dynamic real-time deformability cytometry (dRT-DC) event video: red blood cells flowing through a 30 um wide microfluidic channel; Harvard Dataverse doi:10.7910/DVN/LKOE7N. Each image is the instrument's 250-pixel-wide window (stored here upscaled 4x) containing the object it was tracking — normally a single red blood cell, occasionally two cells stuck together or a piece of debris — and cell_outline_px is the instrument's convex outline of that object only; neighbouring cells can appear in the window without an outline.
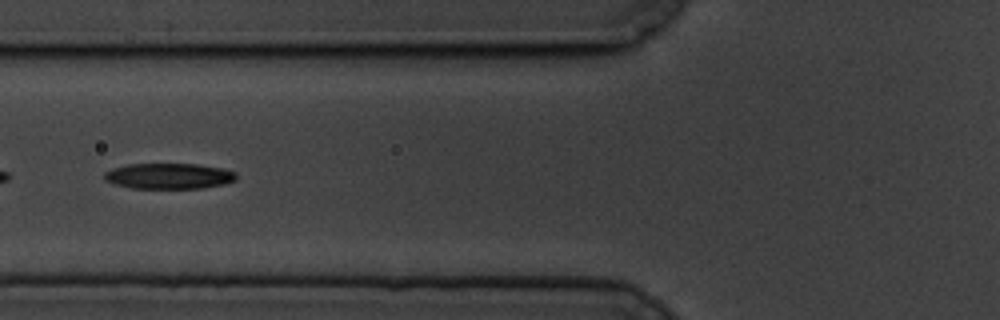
{"species": "common noctule bat (a hibernating species)", "species_latin": "Nyctalus noctula", "temperature_condition": "cold", "stored_images_in_passage": 44, "camera_frame_rate_fps": 3000, "um_per_image_px": 0.085, "animal": {"sex": "male", "body_mass_g": 19.5, "forearm_length_mm": 54.6}, "frame": {"image": 1, "passage_image": 7, "time_ms": 2.0, "image_size_px": [1000, 320], "cell_outline_px": [[236, 180], [224, 184], [200, 188], [132, 188], [116, 184], [104, 180], [104, 172], [112, 168], [128, 164], [196, 164], [224, 168], [236, 172]], "centroid_in_image_um": [14.36, 14.96], "position_along_channel_um": 111.4, "area_um2": 19.77}}
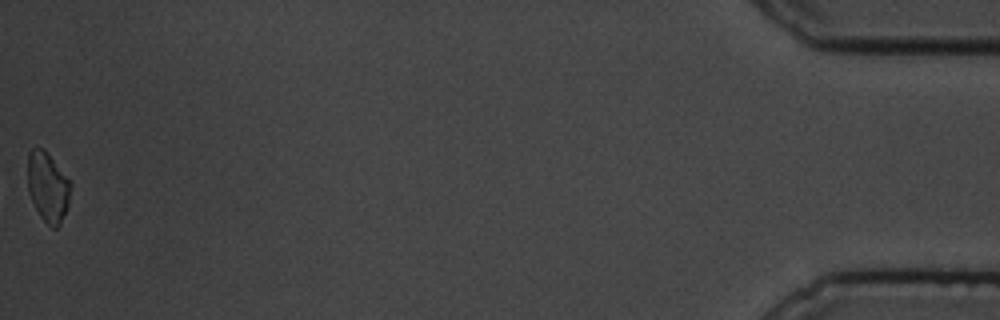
{"frame": {"image": 2, "passage_image": 44, "time_ms": 14.333, "image_size_px": [1000, 320], "cell_outline_px": [[72, 184], [68, 204], [60, 224], [56, 228], [52, 228], [40, 216], [28, 192], [28, 152], [32, 148], [44, 148], [48, 152]], "centroid_in_image_um": [4.06, 15.86], "position_along_channel_um": 431.1, "area_um2": 17.4}, "authors_computed_cell_mechanics": {"area_um2": 19.5075, "velocity_mm_per_s": 3.3468, "shape_relaxation_time_tau1_ms": 3.0622, "shape_relaxation_time_tau2_ms": null, "deformation_change_tau1": 0.1325, "deformation_change_tau2": null}}